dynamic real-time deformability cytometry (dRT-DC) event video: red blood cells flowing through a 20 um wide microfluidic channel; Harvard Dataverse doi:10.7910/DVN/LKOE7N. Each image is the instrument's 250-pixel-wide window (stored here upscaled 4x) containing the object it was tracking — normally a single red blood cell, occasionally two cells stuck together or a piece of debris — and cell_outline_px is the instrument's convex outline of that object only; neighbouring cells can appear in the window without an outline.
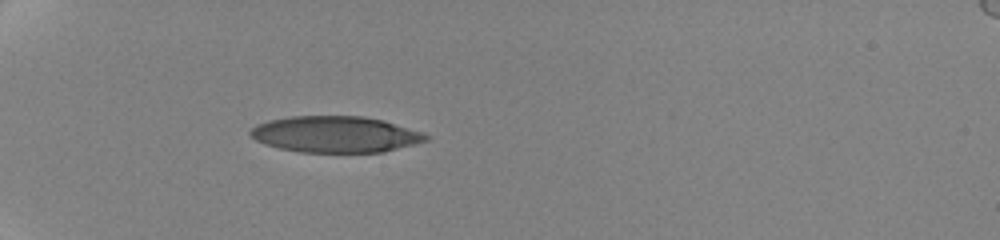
{"species": "human", "species_latin": "Homo sapiens", "temperature_condition": "cold", "stored_images_in_passage": 29, "camera_frame_rate_fps": 3000, "um_per_image_px": 0.085, "donor": {"sex": "female"}, "frame": {"image": 1, "passage_image": 7, "time_ms": 6.333, "image_size_px": [1000, 240], "cell_outline_px": [[432, 136], [428, 140], [384, 152], [300, 152], [276, 148], [264, 144], [256, 140], [248, 132], [256, 124], [268, 120], [292, 116], [360, 116], [384, 120], [424, 132]], "centroid_in_image_um": [28.52, 11.42], "position_along_channel_um": 56.5, "area_um2": 37.34}}
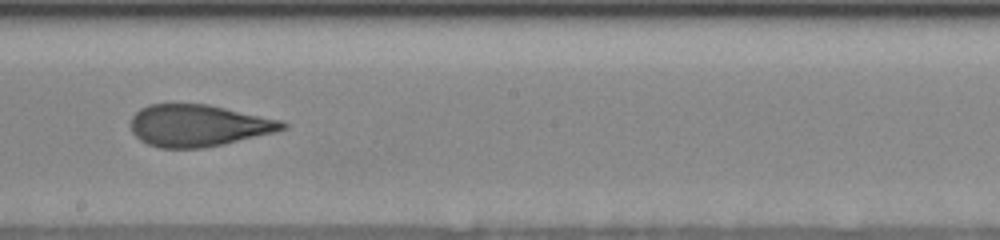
{"frame": {"image": 2, "passage_image": 16, "time_ms": 12.0, "image_size_px": [1000, 240], "cell_outline_px": [[288, 128], [276, 132], [224, 144], [204, 148], [160, 148], [148, 144], [140, 140], [132, 132], [132, 116], [140, 108], [148, 104], [208, 104], [284, 120], [288, 124]], "centroid_in_image_um": [16.91, 10.67], "position_along_channel_um": 231.3, "area_um2": 37.28}}
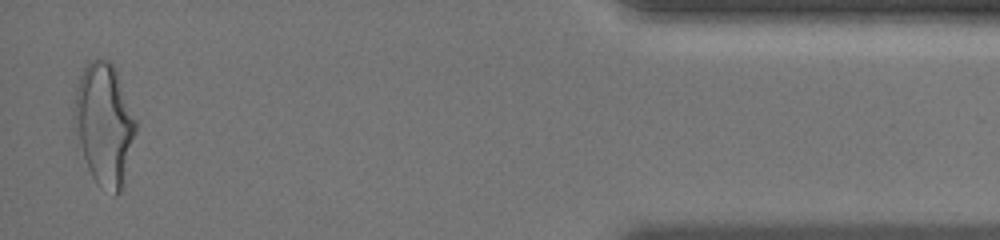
{"frame": {"image": 3, "passage_image": 29, "time_ms": 19.0, "image_size_px": [1000, 240], "cell_outline_px": [[136, 132], [124, 184], [120, 192], [116, 196], [112, 196], [100, 188], [92, 176], [88, 168], [72, 128], [72, 112], [76, 88], [80, 76], [84, 68], [92, 60], [108, 60], [116, 68], [136, 120]], "centroid_in_image_um": [8.84, 10.61], "position_along_channel_um": 426.4, "area_um2": 44.39}, "authors_computed_cell_mechanics": {"area_um2": 37.8012, "velocity_mm_per_s": 3.532, "shape_relaxation_time_tau1_ms": 5.2982, "shape_relaxation_time_tau2_ms": 1.3117, "deformation_change_tau1": 0.1795, "deformation_change_tau2": 0.0868}}